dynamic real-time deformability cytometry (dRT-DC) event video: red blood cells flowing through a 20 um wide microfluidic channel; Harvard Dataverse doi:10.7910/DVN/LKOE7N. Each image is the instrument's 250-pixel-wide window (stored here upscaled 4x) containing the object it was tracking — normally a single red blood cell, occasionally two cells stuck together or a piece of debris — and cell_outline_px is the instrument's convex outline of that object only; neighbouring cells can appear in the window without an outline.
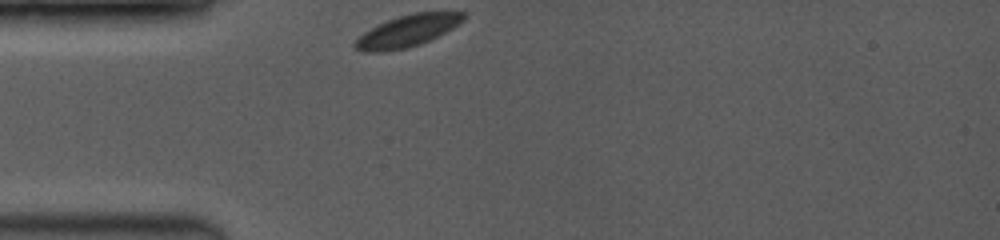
{"species": "common noctule bat (a hibernating species)", "species_latin": "Nyctalus noctula", "temperature_condition": "room temperature", "stored_images_in_passage": 23, "camera_frame_rate_fps": 3500, "um_per_image_px": 0.085, "animal": {"sex": "female", "body_mass_g": 19.0, "forearm_length_mm": 53.3}, "frame": {"image": 1, "passage_image": 1, "time_ms": 0.0, "image_size_px": [1000, 240], "cell_outline_px": [[464, 20], [452, 28], [420, 44], [408, 48], [384, 52], [360, 52], [352, 44], [364, 32], [388, 20], [412, 12], [464, 12]], "centroid_in_image_um": [34.59, 2.64], "position_along_channel_um": 50.4, "area_um2": 19.77}}
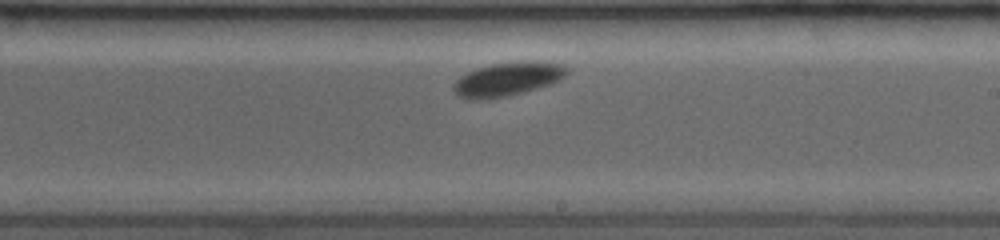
{"frame": {"image": 2, "passage_image": 14, "time_ms": 5.429, "image_size_px": [1000, 240], "cell_outline_px": [[568, 72], [560, 80], [536, 88], [508, 96], [484, 100], [472, 100], [456, 96], [452, 88], [452, 84], [460, 76], [476, 68], [492, 64], [520, 60], [536, 60], [560, 64]], "centroid_in_image_um": [43.07, 6.72], "position_along_channel_um": 245.9, "area_um2": 22.48}}
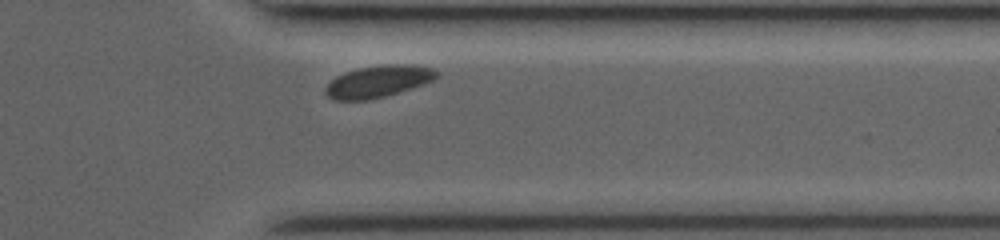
{"frame": {"image": 3, "passage_image": 23, "time_ms": 8.857, "image_size_px": [1000, 240], "cell_outline_px": [[440, 76], [424, 84], [384, 96], [368, 100], [332, 100], [324, 92], [324, 88], [336, 76], [344, 72], [360, 68], [384, 64], [416, 64], [432, 68], [440, 72]], "centroid_in_image_um": [32.16, 6.91], "position_along_channel_um": 379.2, "area_um2": 20.75}}